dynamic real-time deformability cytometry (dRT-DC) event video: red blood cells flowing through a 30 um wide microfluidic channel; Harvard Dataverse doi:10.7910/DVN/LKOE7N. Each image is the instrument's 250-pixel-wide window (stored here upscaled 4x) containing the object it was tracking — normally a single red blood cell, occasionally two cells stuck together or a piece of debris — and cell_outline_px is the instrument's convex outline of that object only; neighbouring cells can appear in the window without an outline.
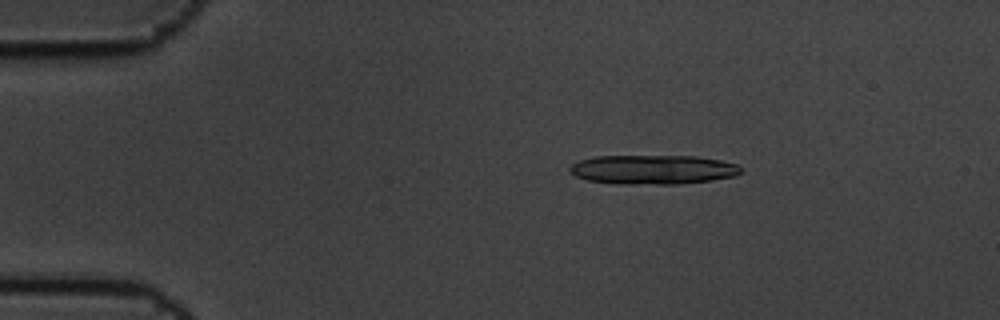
{"species": "common noctule bat (a hibernating species)", "species_latin": "Nyctalus noctula", "temperature_condition": "cold", "stored_images_in_passage": 15, "camera_frame_rate_fps": 3000, "um_per_image_px": 0.085, "animal": {"sex": "male", "body_mass_g": 19.5, "forearm_length_mm": 54.6}, "frame": {"image": 1, "passage_image": 3, "time_ms": 0.667, "image_size_px": [1000, 320], "cell_outline_px": [[744, 168], [736, 176], [712, 180], [680, 184], [624, 184], [588, 180], [576, 176], [568, 172], [568, 168], [572, 164], [580, 160], [596, 156], [696, 156], [720, 160], [736, 164]], "centroid_in_image_um": [55.51, 14.41], "position_along_channel_um": 29.5, "area_um2": 29.3}}
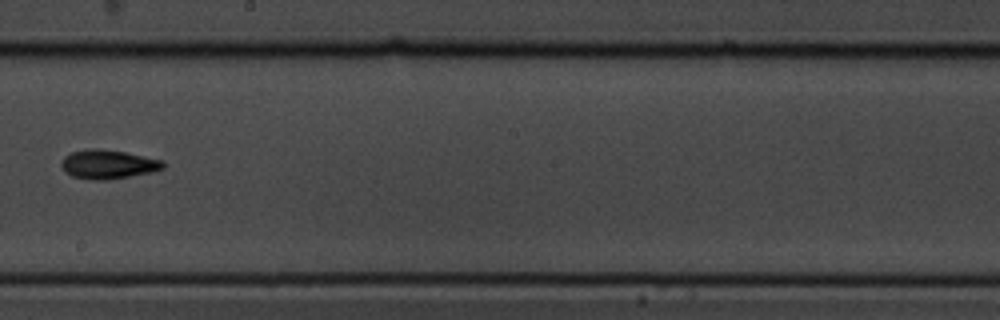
{"frame": {"image": 2, "passage_image": 9, "time_ms": 2.667, "image_size_px": [1000, 320], "cell_outline_px": [[164, 168], [152, 172], [104, 180], [92, 180], [72, 176], [64, 172], [60, 164], [60, 160], [64, 156], [72, 152], [92, 148], [96, 148], [124, 152], [164, 160]], "centroid_in_image_um": [9.15, 13.96], "position_along_channel_um": 239.0, "area_um2": 17.17}}
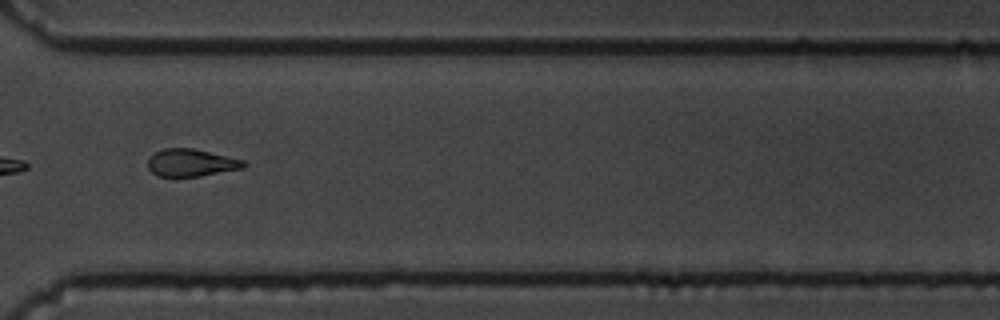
{"frame": {"image": 3, "passage_image": 12, "time_ms": 3.667, "image_size_px": [1000, 320], "cell_outline_px": [[248, 164], [244, 168], [200, 176], [156, 176], [148, 168], [148, 156], [164, 148], [192, 148], [244, 160]], "centroid_in_image_um": [16.24, 13.83], "position_along_channel_um": 354.4, "area_um2": 15.32}}